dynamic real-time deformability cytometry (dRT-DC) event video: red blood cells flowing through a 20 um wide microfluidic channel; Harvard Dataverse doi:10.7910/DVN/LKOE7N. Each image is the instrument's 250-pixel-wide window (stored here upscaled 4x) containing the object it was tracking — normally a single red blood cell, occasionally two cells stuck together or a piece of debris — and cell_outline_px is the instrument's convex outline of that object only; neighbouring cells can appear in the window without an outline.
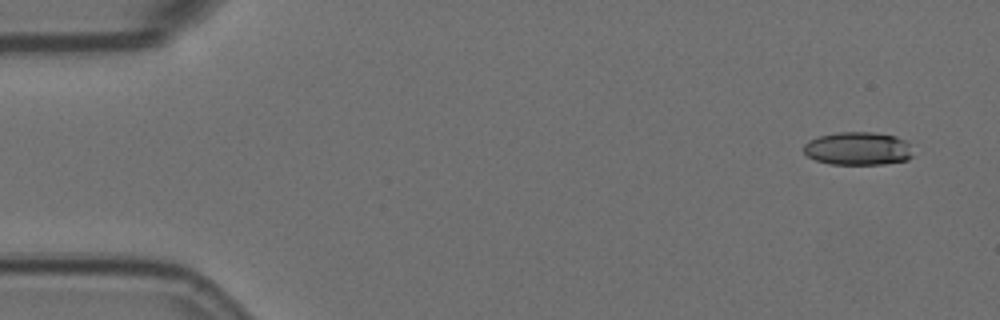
{"species": "Egyptian fruit bat (a non-hibernating species)", "species_latin": "Rousettus aegyptiacus", "temperature_condition": "room temperature", "stored_images_in_passage": 6, "camera_frame_rate_fps": 3000, "um_per_image_px": 0.085, "animal": {"sex": "female"}, "frame": {"image": 1, "passage_image": 1, "time_ms": 0.0, "image_size_px": [1000, 320], "cell_outline_px": [[912, 156], [908, 160], [884, 164], [832, 164], [816, 160], [808, 156], [804, 152], [804, 144], [808, 140], [820, 136], [836, 132], [872, 132], [896, 136], [904, 140], [908, 144]], "centroid_in_image_um": [72.91, 12.62], "position_along_channel_um": 12.1, "area_um2": 21.04}}